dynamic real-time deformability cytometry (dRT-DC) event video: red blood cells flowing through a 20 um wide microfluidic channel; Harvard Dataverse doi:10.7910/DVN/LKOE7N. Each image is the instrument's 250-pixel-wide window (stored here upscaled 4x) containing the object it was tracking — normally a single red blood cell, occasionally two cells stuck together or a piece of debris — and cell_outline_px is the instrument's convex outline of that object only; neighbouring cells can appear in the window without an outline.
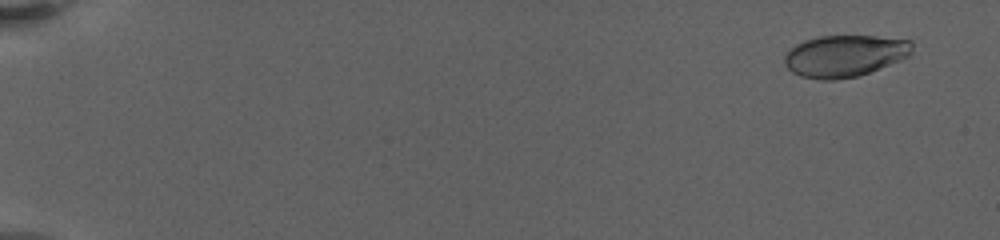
{"species": "human", "species_latin": "Homo sapiens", "temperature_condition": "warm", "stored_images_in_passage": 13, "camera_frame_rate_fps": 3000, "um_per_image_px": 0.085, "donor": {"sex": "female"}, "frame": {"image": 1, "passage_image": 2, "time_ms": 1.0, "image_size_px": [1000, 240], "cell_outline_px": [[912, 52], [908, 56], [900, 60], [868, 72], [856, 76], [836, 80], [820, 80], [800, 76], [792, 72], [784, 64], [784, 56], [796, 44], [804, 40], [820, 36], [876, 36], [912, 40]], "centroid_in_image_um": [71.78, 4.75], "position_along_channel_um": 13.2, "area_um2": 30.98}}
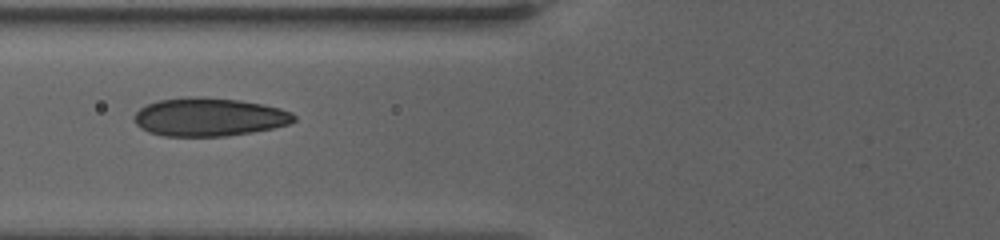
{"frame": {"image": 2, "passage_image": 10, "time_ms": 9.333, "image_size_px": [1000, 240], "cell_outline_px": [[296, 120], [288, 124], [272, 128], [252, 132], [224, 136], [164, 136], [148, 132], [140, 128], [136, 124], [132, 116], [140, 108], [148, 104], [160, 100], [188, 96], [200, 96], [240, 100], [280, 108], [292, 112], [296, 116]], "centroid_in_image_um": [17.75, 9.94], "position_along_channel_um": 108.0, "area_um2": 35.78}}
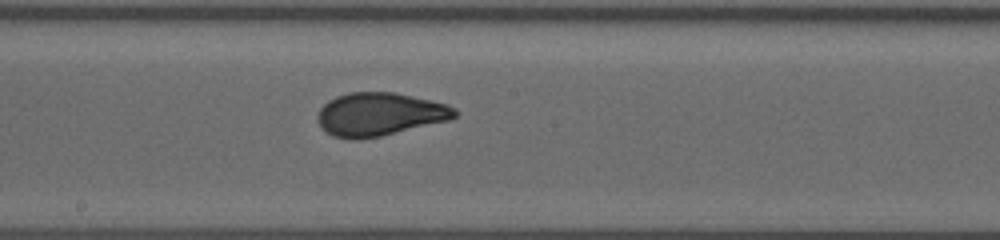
{"frame": {"image": 3, "passage_image": 13, "time_ms": 12.667, "image_size_px": [1000, 240], "cell_outline_px": [[456, 116], [448, 120], [380, 136], [332, 136], [324, 132], [320, 128], [316, 116], [320, 108], [328, 100], [336, 96], [348, 92], [396, 92], [448, 104], [456, 108]], "centroid_in_image_um": [32.25, 9.67], "position_along_channel_um": 215.9, "area_um2": 33.99}}